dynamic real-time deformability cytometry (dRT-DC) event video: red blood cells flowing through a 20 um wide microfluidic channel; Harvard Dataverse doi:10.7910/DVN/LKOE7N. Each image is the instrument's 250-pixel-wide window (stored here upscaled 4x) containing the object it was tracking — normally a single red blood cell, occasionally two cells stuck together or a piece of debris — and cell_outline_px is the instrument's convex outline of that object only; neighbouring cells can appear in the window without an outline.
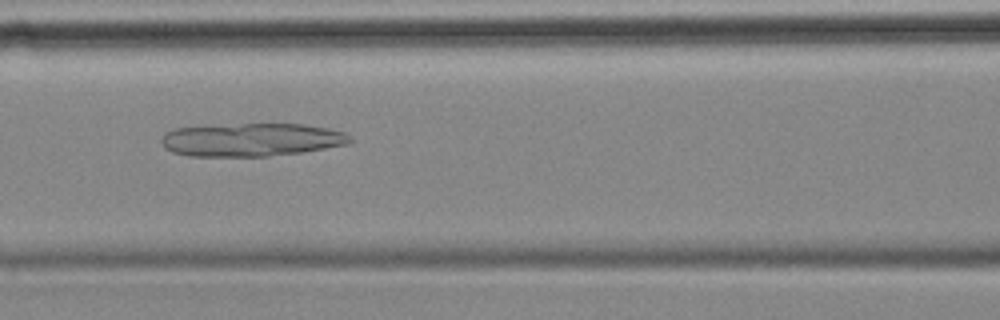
{"species": "common noctule bat (a hibernating species)", "species_latin": "Nyctalus noctula", "temperature_condition": "cold", "stored_images_in_passage": 39, "camera_frame_rate_fps": 3000, "um_per_image_px": 0.085, "animal": {"sex": "female", "body_mass_g": 18.4}, "frame": {"image": 1, "passage_image": 7, "time_ms": 2.0, "image_size_px": [1000, 320], "cell_outline_px": [[352, 140], [348, 144], [300, 152], [268, 156], [188, 156], [172, 152], [164, 148], [160, 140], [164, 132], [176, 128], [240, 124], [304, 124], [328, 128], [344, 132]], "centroid_in_image_um": [21.33, 11.88], "position_along_channel_um": 145.3, "area_um2": 36.3}}
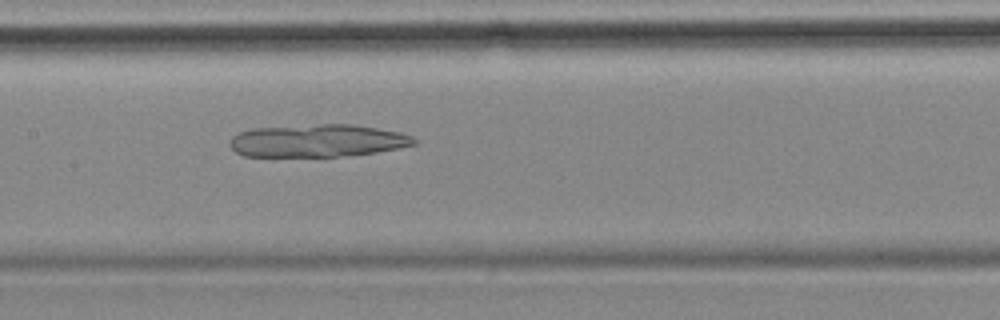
{"frame": {"image": 2, "passage_image": 10, "time_ms": 3.0, "image_size_px": [1000, 320], "cell_outline_px": [[416, 144], [376, 152], [336, 156], [244, 156], [236, 152], [228, 144], [228, 140], [232, 136], [240, 132], [252, 128], [320, 124], [352, 124], [400, 132], [412, 136], [416, 140]], "centroid_in_image_um": [26.95, 11.95], "position_along_channel_um": 180.5, "area_um2": 34.85}}
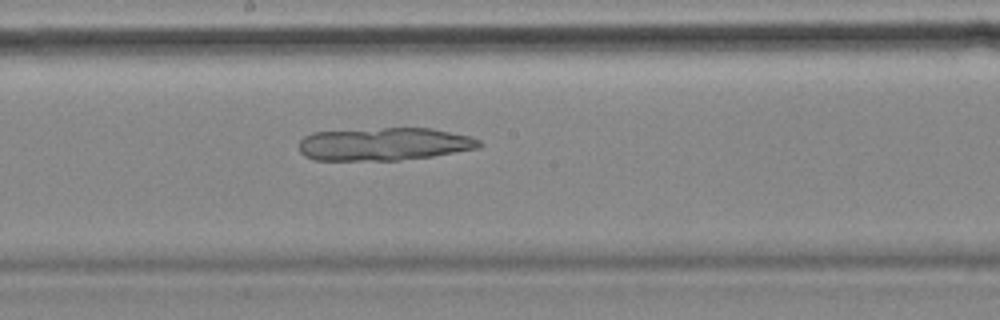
{"frame": {"image": 3, "passage_image": 13, "time_ms": 4.0, "image_size_px": [1000, 320], "cell_outline_px": [[484, 144], [480, 148], [432, 156], [400, 160], [316, 160], [304, 156], [300, 152], [300, 140], [304, 136], [312, 132], [384, 128], [432, 128], [472, 136], [480, 140]], "centroid_in_image_um": [32.69, 12.24], "position_along_channel_um": 215.5, "area_um2": 34.74}}